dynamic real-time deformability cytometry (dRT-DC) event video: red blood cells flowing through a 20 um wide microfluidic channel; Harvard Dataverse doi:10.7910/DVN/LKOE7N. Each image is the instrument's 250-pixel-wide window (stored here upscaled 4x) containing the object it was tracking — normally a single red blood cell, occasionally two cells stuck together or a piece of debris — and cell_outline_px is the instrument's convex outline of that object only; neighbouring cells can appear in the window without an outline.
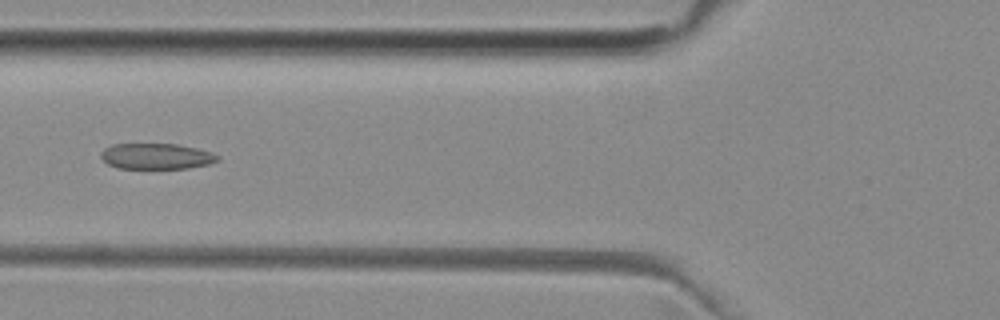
{"species": "common noctule bat (a hibernating species)", "species_latin": "Nyctalus noctula", "temperature_condition": "room temperature", "stored_images_in_passage": 33, "camera_frame_rate_fps": 3000, "um_per_image_px": 0.085, "animal": {"sex": "female", "body_mass_g": 29.2, "forearm_length_mm": 56.3}, "frame": {"image": 1, "passage_image": 15, "time_ms": 4.667, "image_size_px": [1000, 320], "cell_outline_px": [[220, 160], [208, 164], [188, 168], [120, 168], [108, 164], [100, 156], [100, 152], [104, 148], [112, 144], [176, 144], [196, 148], [212, 152], [220, 156]], "centroid_in_image_um": [13.3, 13.27], "position_along_channel_um": 112.5, "area_um2": 17.51}}
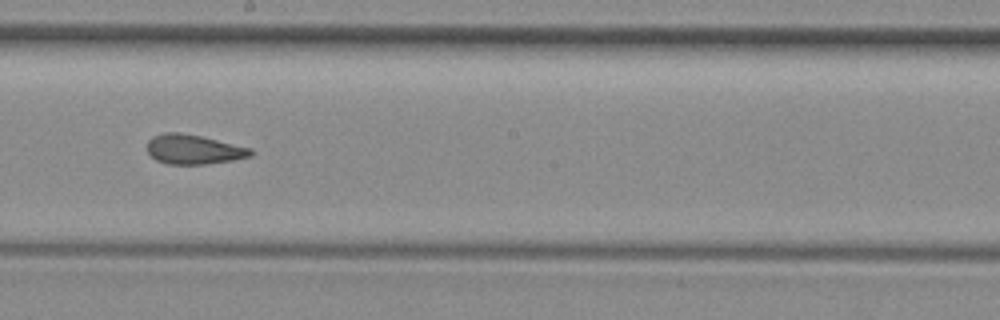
{"frame": {"image": 2, "passage_image": 24, "time_ms": 7.667, "image_size_px": [1000, 320], "cell_outline_px": [[252, 156], [232, 160], [204, 164], [168, 164], [156, 160], [148, 152], [148, 140], [152, 136], [168, 132], [180, 132], [200, 136], [252, 148]], "centroid_in_image_um": [16.45, 12.69], "position_along_channel_um": 231.7, "area_um2": 17.69}}
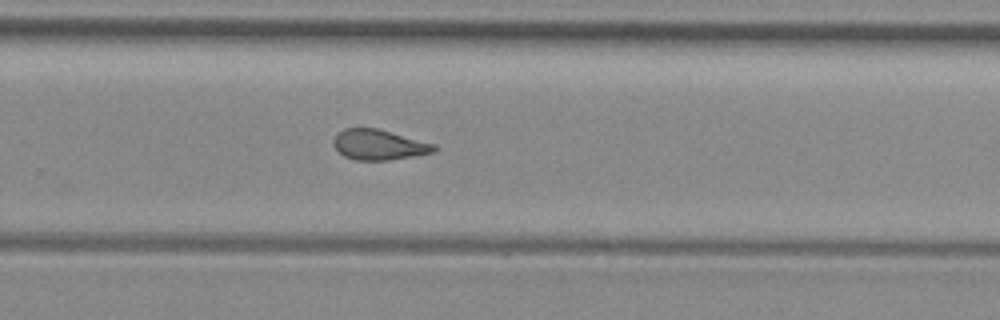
{"frame": {"image": 3, "passage_image": 29, "time_ms": 9.333, "image_size_px": [1000, 320], "cell_outline_px": [[436, 152], [388, 160], [356, 160], [344, 156], [332, 144], [332, 140], [344, 128], [376, 128], [436, 144]], "centroid_in_image_um": [32.21, 12.3], "position_along_channel_um": 297.6, "area_um2": 17.63}}